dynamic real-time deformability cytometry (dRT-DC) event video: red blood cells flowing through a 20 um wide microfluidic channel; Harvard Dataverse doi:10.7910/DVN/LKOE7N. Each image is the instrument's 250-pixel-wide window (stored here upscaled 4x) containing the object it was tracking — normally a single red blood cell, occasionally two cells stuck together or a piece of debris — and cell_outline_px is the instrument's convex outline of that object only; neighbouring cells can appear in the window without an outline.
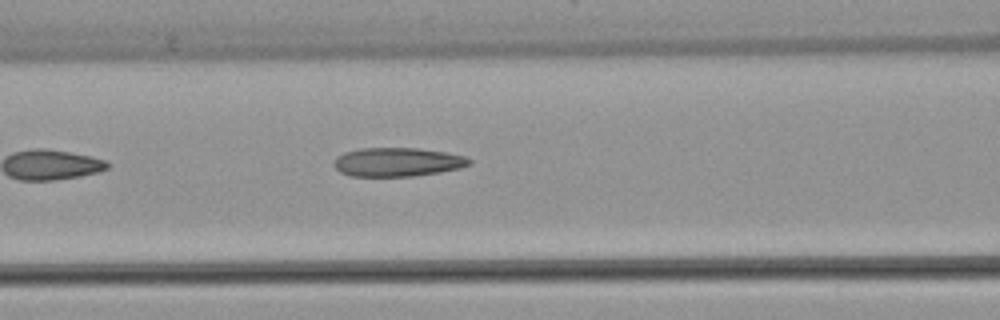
{"species": "common noctule bat (a hibernating species)", "species_latin": "Nyctalus noctula", "temperature_condition": "warm", "stored_images_in_passage": 6, "camera_frame_rate_fps": 3000, "um_per_image_px": 0.085, "animal": {"sex": "female", "body_mass_g": 22.7, "forearm_length_mm": 54.2}, "frame": {"image": 1, "passage_image": 6, "time_ms": 6.0, "image_size_px": [1000, 320], "cell_outline_px": [[472, 164], [460, 168], [440, 172], [412, 176], [348, 176], [340, 172], [332, 164], [336, 156], [344, 152], [360, 148], [420, 148], [448, 152], [468, 156], [472, 160]], "centroid_in_image_um": [33.81, 13.76], "position_along_channel_um": 132.8, "area_um2": 23.12}}